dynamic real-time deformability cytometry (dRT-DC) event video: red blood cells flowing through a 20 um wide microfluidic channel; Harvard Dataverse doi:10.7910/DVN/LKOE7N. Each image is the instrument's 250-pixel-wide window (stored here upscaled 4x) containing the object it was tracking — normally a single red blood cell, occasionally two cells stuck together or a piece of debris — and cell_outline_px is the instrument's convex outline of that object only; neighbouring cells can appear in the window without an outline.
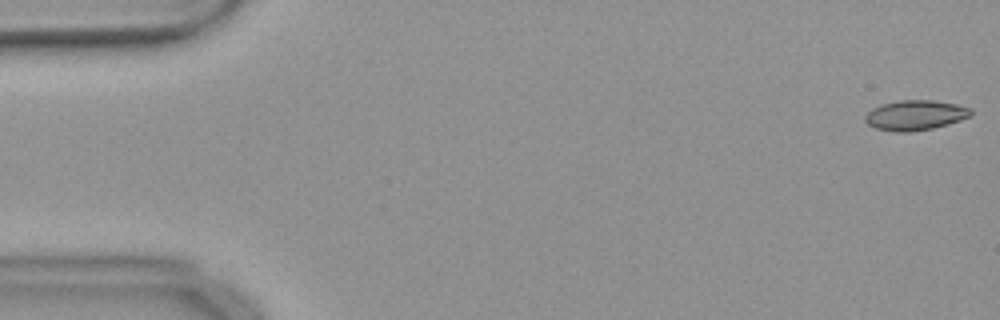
{"species": "common noctule bat (a hibernating species)", "species_latin": "Nyctalus noctula", "temperature_condition": "warm", "stored_images_in_passage": 55, "camera_frame_rate_fps": 3000, "um_per_image_px": 0.085, "animal": {"sex": "female", "body_mass_g": 18.4}, "frame": {"image": 1, "passage_image": 1, "time_ms": 0.0, "image_size_px": [1000, 320], "cell_outline_px": [[972, 116], [948, 124], [932, 128], [912, 132], [896, 132], [876, 128], [868, 124], [864, 120], [864, 116], [872, 108], [880, 104], [900, 100], [932, 100], [956, 104], [972, 108]], "centroid_in_image_um": [77.8, 9.79], "position_along_channel_um": 7.2, "area_um2": 18.61}}
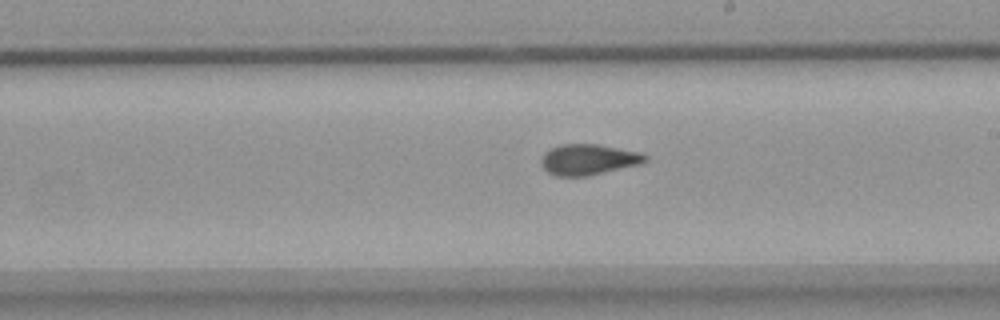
{"frame": {"image": 2, "passage_image": 31, "time_ms": 10.0, "image_size_px": [1000, 320], "cell_outline_px": [[648, 160], [644, 164], [588, 176], [556, 176], [548, 172], [540, 164], [540, 160], [544, 152], [560, 144], [596, 144], [640, 152], [648, 156]], "centroid_in_image_um": [50.05, 13.57], "position_along_channel_um": 239.0, "area_um2": 18.9}}
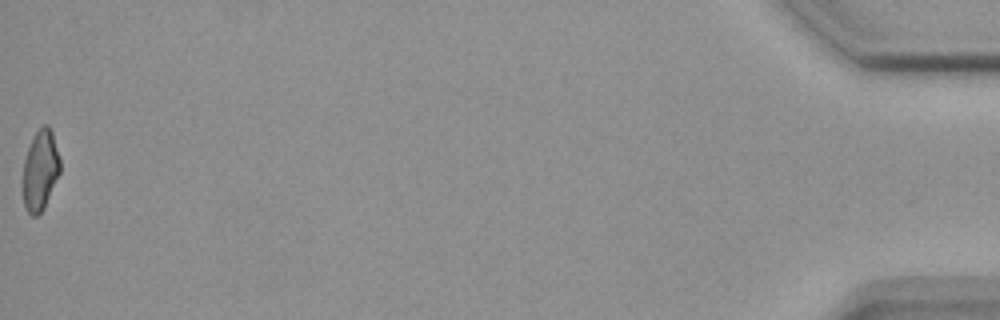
{"frame": {"image": 3, "passage_image": 55, "time_ms": 18.0, "image_size_px": [1000, 320], "cell_outline_px": [[60, 172], [44, 208], [36, 216], [32, 216], [28, 212], [24, 204], [24, 160], [28, 148], [36, 132], [44, 124], [48, 124], [52, 132], [60, 160]], "centroid_in_image_um": [3.44, 14.47], "position_along_channel_um": 431.8, "area_um2": 16.99}, "authors_computed_cell_mechanics": {"area_um2": 18.6116, "velocity_mm_per_s": 3.6845, "shape_relaxation_time_tau1_ms": null, "shape_relaxation_time_tau2_ms": 2.4465, "deformation_change_tau1": null, "deformation_change_tau2": 0.0664}}